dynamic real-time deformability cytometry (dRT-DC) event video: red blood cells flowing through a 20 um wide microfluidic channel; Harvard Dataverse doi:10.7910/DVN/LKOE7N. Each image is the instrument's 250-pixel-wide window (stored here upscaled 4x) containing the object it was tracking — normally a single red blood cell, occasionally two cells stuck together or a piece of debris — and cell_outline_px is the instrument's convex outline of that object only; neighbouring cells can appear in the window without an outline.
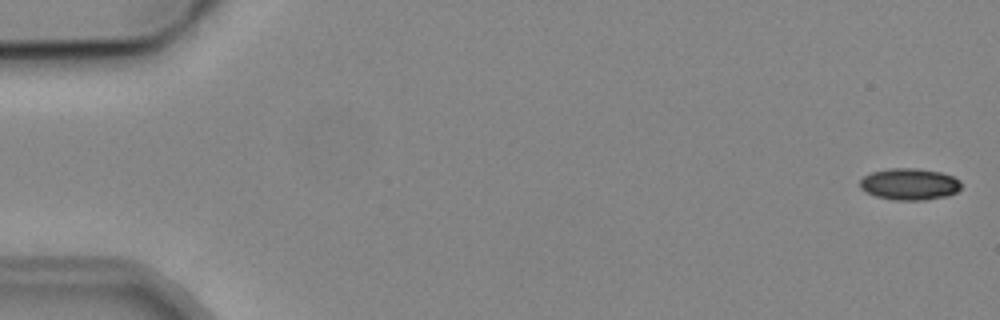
{"species": "common noctule bat (a hibernating species)", "species_latin": "Nyctalus noctula", "temperature_condition": "cold", "stored_images_in_passage": 6, "camera_frame_rate_fps": 3000, "um_per_image_px": 0.085, "animal": {"sex": "male", "body_mass_g": 19.2, "forearm_length_mm": 51.8}, "frame": {"image": 1, "passage_image": 1, "time_ms": 0.0, "image_size_px": [1000, 320], "cell_outline_px": [[960, 188], [956, 192], [948, 196], [924, 200], [896, 200], [876, 196], [860, 188], [860, 180], [864, 176], [872, 172], [888, 168], [916, 168], [940, 172], [952, 176], [960, 180]], "centroid_in_image_um": [77.31, 15.65], "position_along_channel_um": 7.7, "area_um2": 18.61}}
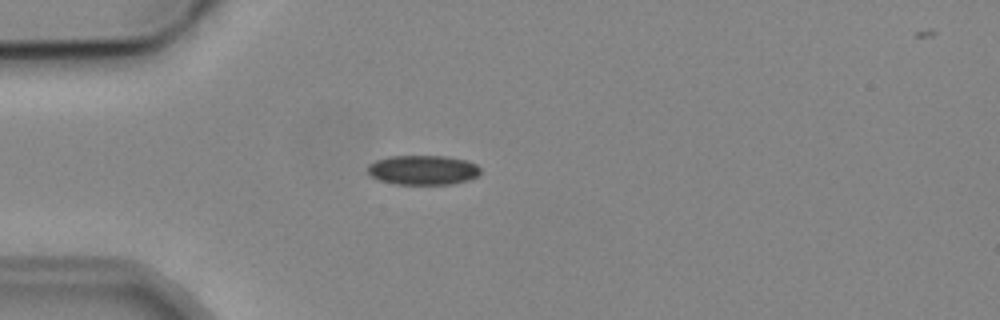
{"frame": {"image": 2, "passage_image": 5, "time_ms": 4.667, "image_size_px": [1000, 320], "cell_outline_px": [[480, 172], [476, 176], [468, 180], [452, 184], [396, 184], [380, 180], [372, 176], [368, 172], [368, 164], [376, 160], [388, 156], [444, 156], [464, 160], [476, 164], [480, 168]], "centroid_in_image_um": [35.94, 14.45], "position_along_channel_um": 49.1, "area_um2": 19.31}}